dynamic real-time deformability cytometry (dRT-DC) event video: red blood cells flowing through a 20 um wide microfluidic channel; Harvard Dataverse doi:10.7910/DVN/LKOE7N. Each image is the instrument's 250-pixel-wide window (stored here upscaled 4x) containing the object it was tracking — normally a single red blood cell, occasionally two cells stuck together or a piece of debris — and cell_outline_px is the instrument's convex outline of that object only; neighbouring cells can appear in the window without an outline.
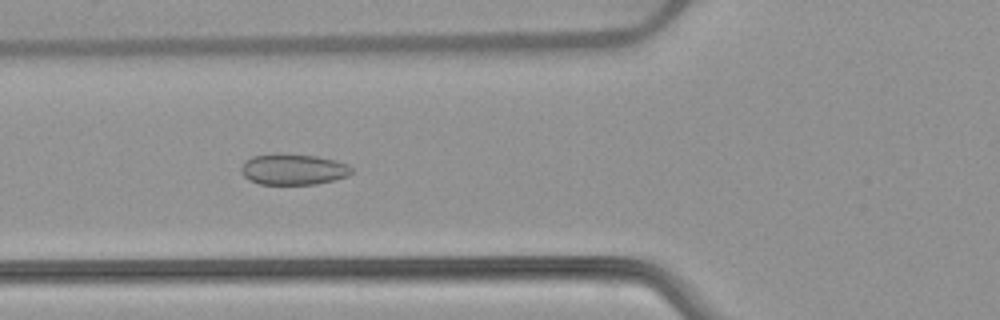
{"species": "common noctule bat (a hibernating species)", "species_latin": "Nyctalus noctula", "temperature_condition": "warm", "stored_images_in_passage": 53, "camera_frame_rate_fps": 3000, "um_per_image_px": 0.085, "animal": {"sex": "female", "body_mass_g": 22.7, "forearm_length_mm": 54.2}, "frame": {"image": 1, "passage_image": 20, "time_ms": 6.333, "image_size_px": [1000, 320], "cell_outline_px": [[352, 172], [348, 176], [316, 184], [260, 184], [248, 180], [240, 172], [240, 168], [252, 156], [276, 152], [280, 152], [316, 156], [336, 160], [348, 164], [352, 168]], "centroid_in_image_um": [24.91, 14.38], "position_along_channel_um": 100.9, "area_um2": 20.17}}
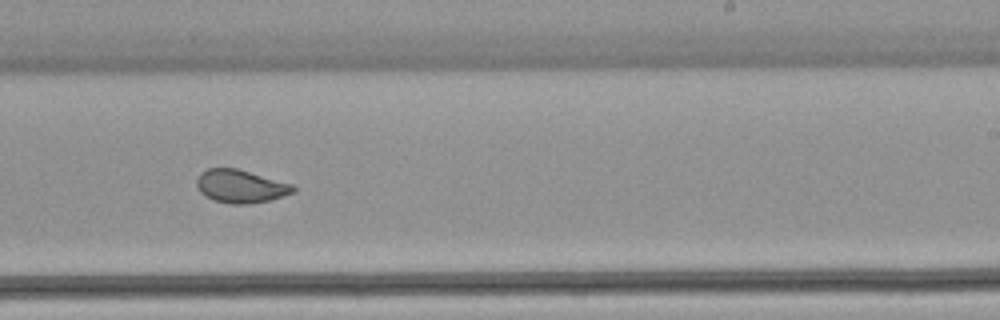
{"frame": {"image": 2, "passage_image": 33, "time_ms": 10.667, "image_size_px": [1000, 320], "cell_outline_px": [[296, 192], [272, 200], [248, 204], [232, 204], [212, 200], [204, 196], [200, 192], [196, 184], [196, 180], [200, 172], [208, 168], [236, 168], [292, 184], [296, 188]], "centroid_in_image_um": [20.44, 15.85], "position_along_channel_um": 268.6, "area_um2": 18.79}}
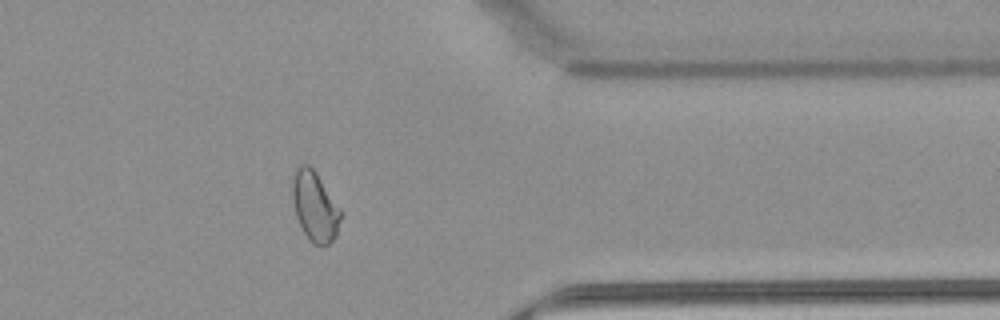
{"frame": {"image": 3, "passage_image": 43, "time_ms": 14.0, "image_size_px": [1000, 320], "cell_outline_px": [[344, 212], [336, 236], [328, 244], [312, 244], [308, 240], [296, 216], [292, 196], [292, 184], [296, 168], [300, 164], [308, 164], [316, 172]], "centroid_in_image_um": [26.8, 17.54], "position_along_channel_um": 384.6, "area_um2": 19.83}, "authors_computed_cell_mechanics": {"area_um2": 21.3282, "velocity_mm_per_s": 3.8724, "shape_relaxation_time_tau1_ms": null, "shape_relaxation_time_tau2_ms": 0.8387, "deformation_change_tau1": null, "deformation_change_tau2": 0.0592}}